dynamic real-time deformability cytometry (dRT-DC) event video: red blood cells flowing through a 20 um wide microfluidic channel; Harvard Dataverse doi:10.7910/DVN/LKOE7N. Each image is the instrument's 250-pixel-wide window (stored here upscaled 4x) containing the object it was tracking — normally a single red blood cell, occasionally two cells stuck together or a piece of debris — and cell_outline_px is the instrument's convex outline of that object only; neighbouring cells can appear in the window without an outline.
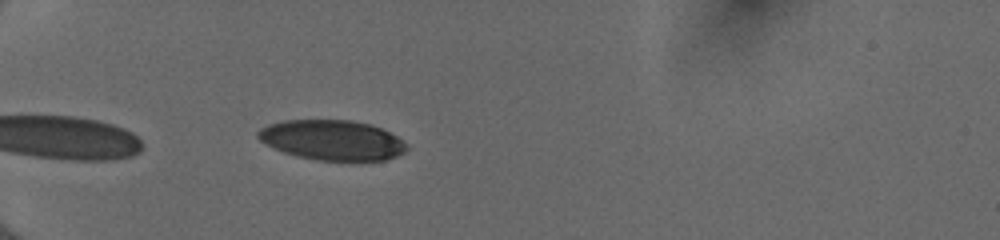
{"species": "human", "species_latin": "Homo sapiens", "temperature_condition": "cold", "stored_images_in_passage": 29, "camera_frame_rate_fps": 3000, "um_per_image_px": 0.085, "donor": {"sex": "female"}, "frame": {"image": 1, "passage_image": 1, "time_ms": 0.0, "image_size_px": [1000, 240], "cell_outline_px": [[408, 148], [404, 152], [396, 156], [384, 160], [316, 160], [296, 156], [284, 152], [260, 140], [256, 136], [256, 132], [260, 128], [268, 124], [284, 120], [352, 120], [372, 124], [396, 136], [408, 144]], "centroid_in_image_um": [28.23, 11.9], "position_along_channel_um": 56.8, "area_um2": 34.62}}
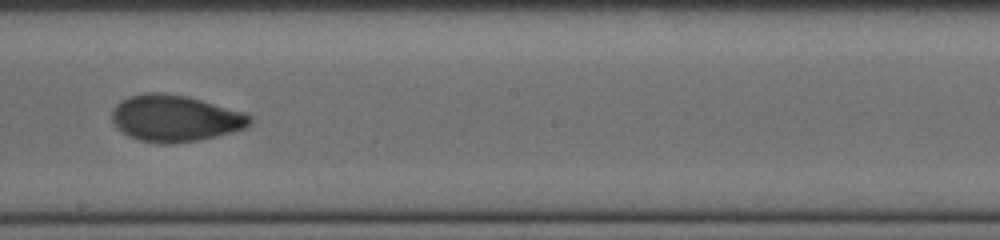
{"frame": {"image": 2, "passage_image": 16, "time_ms": 5.0, "image_size_px": [1000, 240], "cell_outline_px": [[252, 120], [244, 128], [216, 136], [200, 140], [172, 144], [164, 144], [140, 140], [128, 136], [116, 128], [112, 120], [112, 108], [116, 104], [128, 96], [148, 92], [156, 92], [188, 96], [244, 112], [252, 116]], "centroid_in_image_um": [14.85, 10.05], "position_along_channel_um": 233.3, "area_um2": 37.45}}
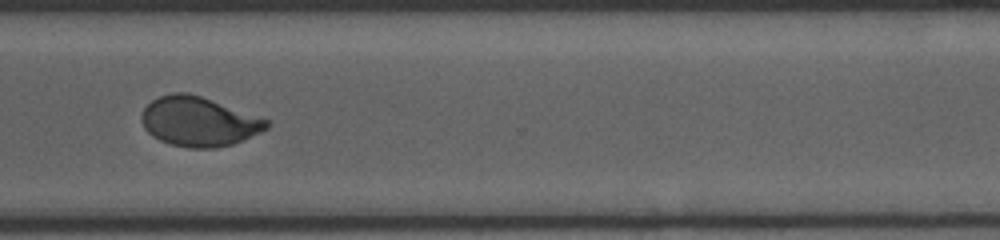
{"frame": {"image": 3, "passage_image": 25, "time_ms": 8.0, "image_size_px": [1000, 240], "cell_outline_px": [[272, 124], [268, 128], [244, 140], [232, 144], [216, 148], [188, 148], [172, 144], [160, 140], [152, 136], [144, 128], [140, 120], [140, 116], [144, 108], [152, 100], [160, 96], [172, 92], [188, 92], [200, 96], [268, 120]], "centroid_in_image_um": [16.87, 10.34], "position_along_channel_um": 353.7, "area_um2": 35.95}, "authors_computed_cell_mechanics": {"area_um2": 37.1654, "velocity_mm_per_s": 4.0335, "shape_relaxation_time_tau1_ms": 4.566, "shape_relaxation_time_tau2_ms": 1.0621, "deformation_change_tau1": 0.1672, "deformation_change_tau2": 0.0491}}